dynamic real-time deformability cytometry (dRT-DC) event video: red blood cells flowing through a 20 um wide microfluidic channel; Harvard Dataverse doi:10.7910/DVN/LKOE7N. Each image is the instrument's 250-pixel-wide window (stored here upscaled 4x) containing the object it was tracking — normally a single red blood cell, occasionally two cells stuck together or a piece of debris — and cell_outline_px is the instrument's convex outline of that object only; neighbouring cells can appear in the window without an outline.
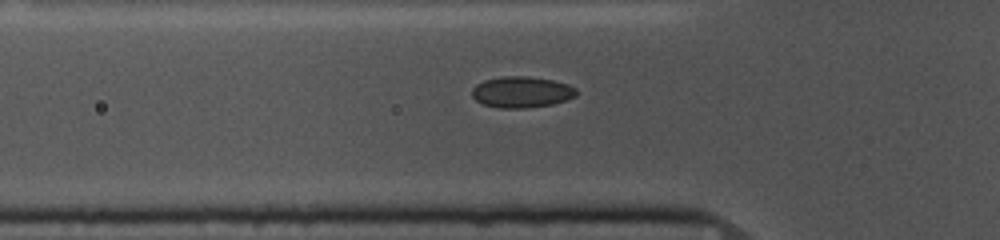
{"species": "common noctule bat (a hibernating species)", "species_latin": "Nyctalus noctula", "temperature_condition": "cold", "stored_images_in_passage": 38, "camera_frame_rate_fps": 3000, "um_per_image_px": 0.085, "animal": {"sex": "female", "body_mass_g": 10.0, "forearm_length_mm": 53.1}, "frame": {"image": 1, "passage_image": 4, "time_ms": 1.0, "image_size_px": [1000, 240], "cell_outline_px": [[576, 96], [568, 100], [552, 104], [524, 108], [500, 108], [484, 104], [476, 100], [472, 96], [472, 88], [476, 84], [484, 80], [504, 76], [528, 76], [552, 80], [568, 84], [576, 88]], "centroid_in_image_um": [44.34, 7.82], "position_along_channel_um": 81.5, "area_um2": 18.96}}
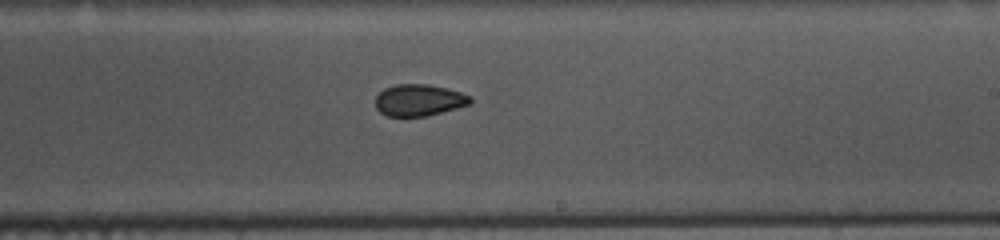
{"frame": {"image": 2, "passage_image": 18, "time_ms": 5.667, "image_size_px": [1000, 240], "cell_outline_px": [[472, 104], [424, 116], [388, 116], [380, 112], [376, 108], [376, 96], [384, 88], [396, 84], [428, 84], [448, 88], [472, 96]], "centroid_in_image_um": [35.63, 8.5], "position_along_channel_um": 253.4, "area_um2": 17.51}}
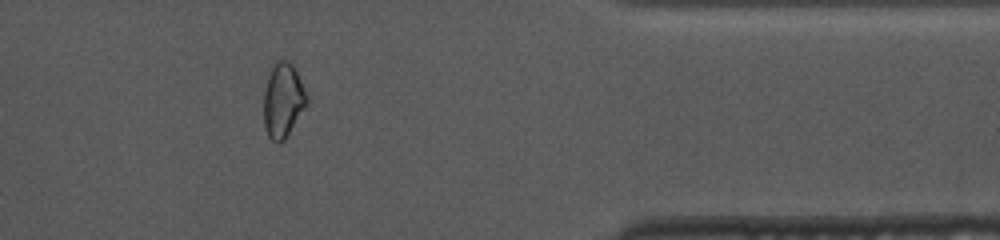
{"frame": {"image": 3, "passage_image": 31, "time_ms": 10.0, "image_size_px": [1000, 240], "cell_outline_px": [[308, 104], [284, 140], [272, 140], [268, 136], [264, 124], [264, 88], [272, 64], [276, 60], [288, 60], [292, 64], [308, 96]], "centroid_in_image_um": [24.05, 8.49], "position_along_channel_um": 387.3, "area_um2": 18.61}, "authors_computed_cell_mechanics": {"area_um2": 18.3226, "velocity_mm_per_s": 3.6743, "shape_relaxation_time_tau1_ms": 4.5973, "shape_relaxation_time_tau2_ms": 2.6228, "deformation_change_tau1": 0.0731, "deformation_change_tau2": 0.0652}}